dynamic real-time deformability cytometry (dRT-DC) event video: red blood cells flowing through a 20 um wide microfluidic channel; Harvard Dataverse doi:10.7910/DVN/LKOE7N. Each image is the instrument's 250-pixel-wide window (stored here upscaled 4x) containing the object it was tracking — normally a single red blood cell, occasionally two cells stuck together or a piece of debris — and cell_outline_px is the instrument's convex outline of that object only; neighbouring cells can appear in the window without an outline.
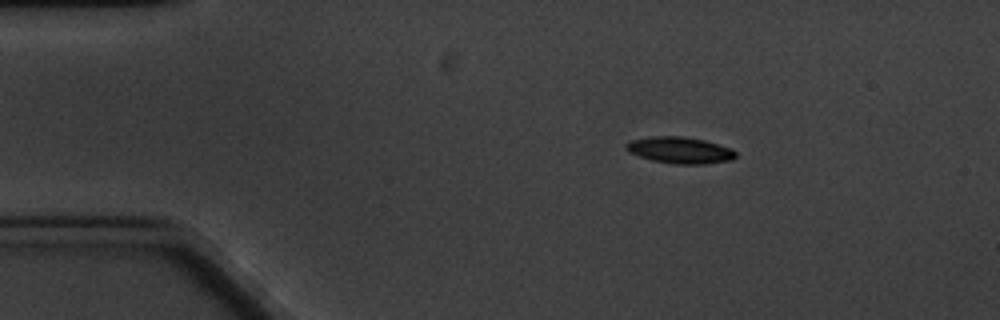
{"species": "common noctule bat (a hibernating species)", "species_latin": "Nyctalus noctula", "temperature_condition": "cold", "stored_images_in_passage": 2, "camera_frame_rate_fps": 3000, "um_per_image_px": 0.085, "animal": {"sex": "male", "body_mass_g": 20.1, "forearm_length_mm": 53.5}, "frame": {"image": 1, "passage_image": 1, "time_ms": 0.0, "image_size_px": [1000, 320], "cell_outline_px": [[736, 156], [732, 160], [704, 164], [676, 164], [652, 160], [628, 152], [624, 148], [624, 144], [632, 140], [652, 136], [680, 136], [704, 140], [732, 148], [736, 152]], "centroid_in_image_um": [57.79, 12.76], "position_along_channel_um": 27.2, "area_um2": 16.94}}